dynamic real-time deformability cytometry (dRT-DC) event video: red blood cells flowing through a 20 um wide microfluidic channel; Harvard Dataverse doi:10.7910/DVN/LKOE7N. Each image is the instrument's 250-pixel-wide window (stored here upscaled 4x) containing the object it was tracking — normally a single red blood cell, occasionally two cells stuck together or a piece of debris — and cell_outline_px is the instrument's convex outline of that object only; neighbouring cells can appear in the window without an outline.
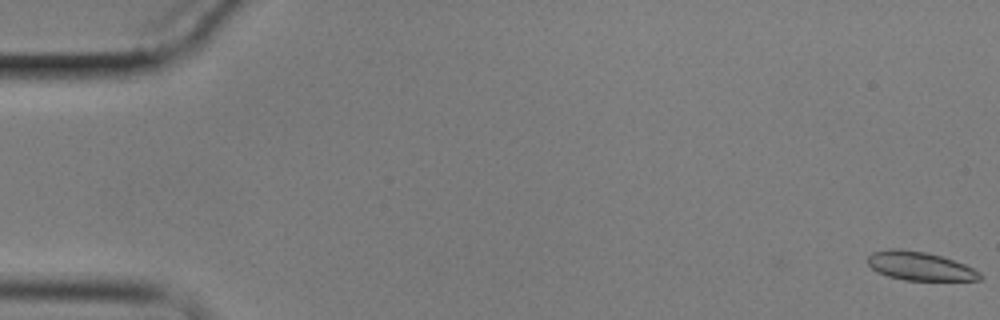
{"species": "common noctule bat (a hibernating species)", "species_latin": "Nyctalus noctula", "temperature_condition": "cold", "stored_images_in_passage": 8, "camera_frame_rate_fps": 3000, "um_per_image_px": 0.085, "animal": {"sex": "male", "body_mass_g": 17.9}, "frame": {"image": 1, "passage_image": 1, "time_ms": 0.0, "image_size_px": [1000, 320], "cell_outline_px": [[984, 276], [980, 280], [904, 280], [888, 276], [876, 272], [868, 264], [868, 256], [872, 252], [888, 248], [900, 248], [928, 252], [964, 264], [980, 272]], "centroid_in_image_um": [78.16, 22.61], "position_along_channel_um": 6.8, "area_um2": 18.84}}
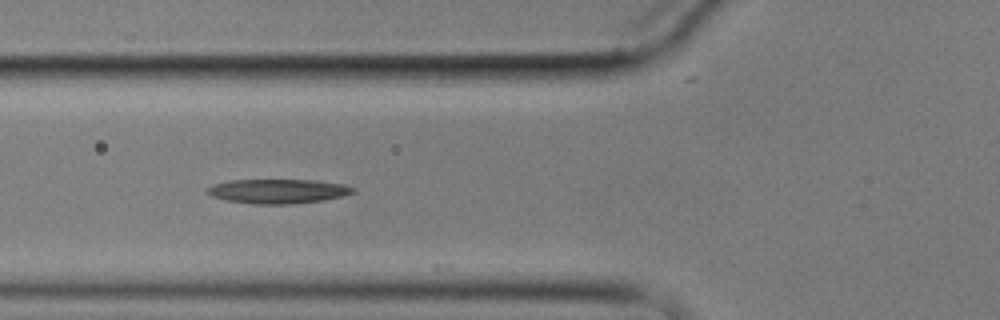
{"frame": {"image": 2, "passage_image": 7, "time_ms": 7.0, "image_size_px": [1000, 320], "cell_outline_px": [[356, 192], [344, 196], [324, 200], [288, 204], [252, 204], [228, 200], [212, 196], [204, 188], [212, 184], [228, 180], [320, 180], [344, 184], [356, 188]], "centroid_in_image_um": [23.66, 16.24], "position_along_channel_um": 102.1, "area_um2": 20.92}}
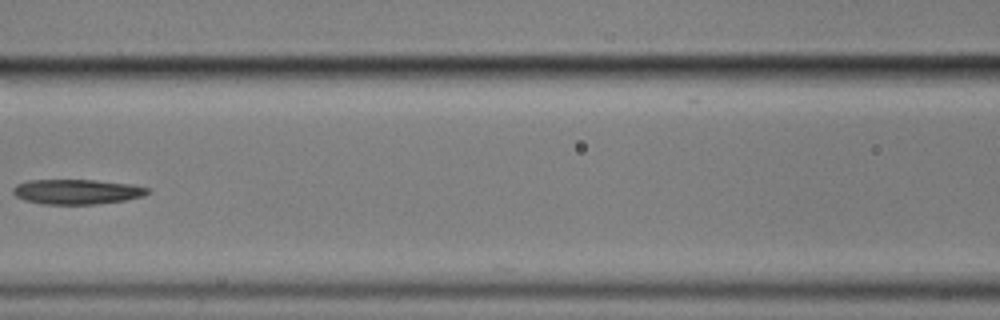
{"frame": {"image": 3, "passage_image": 8, "time_ms": 8.667, "image_size_px": [1000, 320], "cell_outline_px": [[152, 192], [144, 196], [124, 200], [96, 204], [44, 204], [24, 200], [16, 196], [12, 192], [12, 188], [16, 184], [28, 180], [96, 180], [136, 184], [148, 188]], "centroid_in_image_um": [6.57, 16.29], "position_along_channel_um": 160.0, "area_um2": 19.77}}